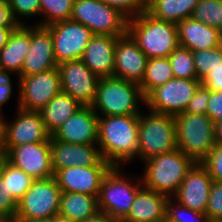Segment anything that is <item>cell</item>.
<instances>
[{
	"label": "cell",
	"instance_id": "obj_26",
	"mask_svg": "<svg viewBox=\"0 0 222 222\" xmlns=\"http://www.w3.org/2000/svg\"><path fill=\"white\" fill-rule=\"evenodd\" d=\"M81 107L82 105L78 101L61 91L39 113L46 130L52 135L58 127Z\"/></svg>",
	"mask_w": 222,
	"mask_h": 222
},
{
	"label": "cell",
	"instance_id": "obj_48",
	"mask_svg": "<svg viewBox=\"0 0 222 222\" xmlns=\"http://www.w3.org/2000/svg\"><path fill=\"white\" fill-rule=\"evenodd\" d=\"M17 27H0V51L7 45L10 34Z\"/></svg>",
	"mask_w": 222,
	"mask_h": 222
},
{
	"label": "cell",
	"instance_id": "obj_15",
	"mask_svg": "<svg viewBox=\"0 0 222 222\" xmlns=\"http://www.w3.org/2000/svg\"><path fill=\"white\" fill-rule=\"evenodd\" d=\"M12 121L5 118V147L27 143L50 142L51 134L46 130L39 111H28L16 107Z\"/></svg>",
	"mask_w": 222,
	"mask_h": 222
},
{
	"label": "cell",
	"instance_id": "obj_29",
	"mask_svg": "<svg viewBox=\"0 0 222 222\" xmlns=\"http://www.w3.org/2000/svg\"><path fill=\"white\" fill-rule=\"evenodd\" d=\"M172 78L174 74L168 57L148 59L144 78L139 84L143 96L146 97L153 89Z\"/></svg>",
	"mask_w": 222,
	"mask_h": 222
},
{
	"label": "cell",
	"instance_id": "obj_14",
	"mask_svg": "<svg viewBox=\"0 0 222 222\" xmlns=\"http://www.w3.org/2000/svg\"><path fill=\"white\" fill-rule=\"evenodd\" d=\"M61 89L82 106H91L95 100L99 77L81 60L66 61L58 65Z\"/></svg>",
	"mask_w": 222,
	"mask_h": 222
},
{
	"label": "cell",
	"instance_id": "obj_21",
	"mask_svg": "<svg viewBox=\"0 0 222 222\" xmlns=\"http://www.w3.org/2000/svg\"><path fill=\"white\" fill-rule=\"evenodd\" d=\"M147 61L148 57L128 33L118 37L115 45L114 77L140 84Z\"/></svg>",
	"mask_w": 222,
	"mask_h": 222
},
{
	"label": "cell",
	"instance_id": "obj_3",
	"mask_svg": "<svg viewBox=\"0 0 222 222\" xmlns=\"http://www.w3.org/2000/svg\"><path fill=\"white\" fill-rule=\"evenodd\" d=\"M127 33L148 59L168 57L180 46L177 25L158 20L146 11L129 19Z\"/></svg>",
	"mask_w": 222,
	"mask_h": 222
},
{
	"label": "cell",
	"instance_id": "obj_54",
	"mask_svg": "<svg viewBox=\"0 0 222 222\" xmlns=\"http://www.w3.org/2000/svg\"><path fill=\"white\" fill-rule=\"evenodd\" d=\"M1 2H9V0H0V3H1Z\"/></svg>",
	"mask_w": 222,
	"mask_h": 222
},
{
	"label": "cell",
	"instance_id": "obj_19",
	"mask_svg": "<svg viewBox=\"0 0 222 222\" xmlns=\"http://www.w3.org/2000/svg\"><path fill=\"white\" fill-rule=\"evenodd\" d=\"M113 166H73L54 173L62 192L83 193L98 198L103 178Z\"/></svg>",
	"mask_w": 222,
	"mask_h": 222
},
{
	"label": "cell",
	"instance_id": "obj_42",
	"mask_svg": "<svg viewBox=\"0 0 222 222\" xmlns=\"http://www.w3.org/2000/svg\"><path fill=\"white\" fill-rule=\"evenodd\" d=\"M11 75L12 77L13 75L16 76L14 73L0 69V112H3L2 107L6 105L7 102L12 99L11 97L14 96L13 94H15L13 92L14 85L11 80Z\"/></svg>",
	"mask_w": 222,
	"mask_h": 222
},
{
	"label": "cell",
	"instance_id": "obj_23",
	"mask_svg": "<svg viewBox=\"0 0 222 222\" xmlns=\"http://www.w3.org/2000/svg\"><path fill=\"white\" fill-rule=\"evenodd\" d=\"M179 45L192 52L222 45V32L192 17L177 24Z\"/></svg>",
	"mask_w": 222,
	"mask_h": 222
},
{
	"label": "cell",
	"instance_id": "obj_5",
	"mask_svg": "<svg viewBox=\"0 0 222 222\" xmlns=\"http://www.w3.org/2000/svg\"><path fill=\"white\" fill-rule=\"evenodd\" d=\"M126 174L123 166H113L103 178L97 198L98 209L117 222L127 216L137 191L142 186L141 176Z\"/></svg>",
	"mask_w": 222,
	"mask_h": 222
},
{
	"label": "cell",
	"instance_id": "obj_11",
	"mask_svg": "<svg viewBox=\"0 0 222 222\" xmlns=\"http://www.w3.org/2000/svg\"><path fill=\"white\" fill-rule=\"evenodd\" d=\"M17 107L40 111L62 91L58 68L17 79Z\"/></svg>",
	"mask_w": 222,
	"mask_h": 222
},
{
	"label": "cell",
	"instance_id": "obj_16",
	"mask_svg": "<svg viewBox=\"0 0 222 222\" xmlns=\"http://www.w3.org/2000/svg\"><path fill=\"white\" fill-rule=\"evenodd\" d=\"M53 172L73 166H112L105 161L97 144L66 143L50 138Z\"/></svg>",
	"mask_w": 222,
	"mask_h": 222
},
{
	"label": "cell",
	"instance_id": "obj_53",
	"mask_svg": "<svg viewBox=\"0 0 222 222\" xmlns=\"http://www.w3.org/2000/svg\"><path fill=\"white\" fill-rule=\"evenodd\" d=\"M0 222H10L5 216L0 214Z\"/></svg>",
	"mask_w": 222,
	"mask_h": 222
},
{
	"label": "cell",
	"instance_id": "obj_2",
	"mask_svg": "<svg viewBox=\"0 0 222 222\" xmlns=\"http://www.w3.org/2000/svg\"><path fill=\"white\" fill-rule=\"evenodd\" d=\"M142 105L145 97L138 83L111 76L99 79L91 107L98 116H124L139 115Z\"/></svg>",
	"mask_w": 222,
	"mask_h": 222
},
{
	"label": "cell",
	"instance_id": "obj_6",
	"mask_svg": "<svg viewBox=\"0 0 222 222\" xmlns=\"http://www.w3.org/2000/svg\"><path fill=\"white\" fill-rule=\"evenodd\" d=\"M177 147L201 163L216 145L215 123L207 115L183 112L174 116Z\"/></svg>",
	"mask_w": 222,
	"mask_h": 222
},
{
	"label": "cell",
	"instance_id": "obj_27",
	"mask_svg": "<svg viewBox=\"0 0 222 222\" xmlns=\"http://www.w3.org/2000/svg\"><path fill=\"white\" fill-rule=\"evenodd\" d=\"M96 196L83 193L62 192L59 215L72 222H83L98 211Z\"/></svg>",
	"mask_w": 222,
	"mask_h": 222
},
{
	"label": "cell",
	"instance_id": "obj_30",
	"mask_svg": "<svg viewBox=\"0 0 222 222\" xmlns=\"http://www.w3.org/2000/svg\"><path fill=\"white\" fill-rule=\"evenodd\" d=\"M0 180L3 182L8 193H12V196L18 202L34 182L32 177L12 166L4 158H1Z\"/></svg>",
	"mask_w": 222,
	"mask_h": 222
},
{
	"label": "cell",
	"instance_id": "obj_28",
	"mask_svg": "<svg viewBox=\"0 0 222 222\" xmlns=\"http://www.w3.org/2000/svg\"><path fill=\"white\" fill-rule=\"evenodd\" d=\"M199 0H155L145 11L152 17L178 24L192 16Z\"/></svg>",
	"mask_w": 222,
	"mask_h": 222
},
{
	"label": "cell",
	"instance_id": "obj_46",
	"mask_svg": "<svg viewBox=\"0 0 222 222\" xmlns=\"http://www.w3.org/2000/svg\"><path fill=\"white\" fill-rule=\"evenodd\" d=\"M4 112H0V158L5 157V117Z\"/></svg>",
	"mask_w": 222,
	"mask_h": 222
},
{
	"label": "cell",
	"instance_id": "obj_4",
	"mask_svg": "<svg viewBox=\"0 0 222 222\" xmlns=\"http://www.w3.org/2000/svg\"><path fill=\"white\" fill-rule=\"evenodd\" d=\"M142 185L172 197L195 162L178 148L144 161Z\"/></svg>",
	"mask_w": 222,
	"mask_h": 222
},
{
	"label": "cell",
	"instance_id": "obj_20",
	"mask_svg": "<svg viewBox=\"0 0 222 222\" xmlns=\"http://www.w3.org/2000/svg\"><path fill=\"white\" fill-rule=\"evenodd\" d=\"M98 118L91 106H82L51 137L66 143L97 144Z\"/></svg>",
	"mask_w": 222,
	"mask_h": 222
},
{
	"label": "cell",
	"instance_id": "obj_18",
	"mask_svg": "<svg viewBox=\"0 0 222 222\" xmlns=\"http://www.w3.org/2000/svg\"><path fill=\"white\" fill-rule=\"evenodd\" d=\"M212 183L207 169L201 163H195L172 198L191 210L206 214Z\"/></svg>",
	"mask_w": 222,
	"mask_h": 222
},
{
	"label": "cell",
	"instance_id": "obj_49",
	"mask_svg": "<svg viewBox=\"0 0 222 222\" xmlns=\"http://www.w3.org/2000/svg\"><path fill=\"white\" fill-rule=\"evenodd\" d=\"M215 139L217 144H222V120L215 123Z\"/></svg>",
	"mask_w": 222,
	"mask_h": 222
},
{
	"label": "cell",
	"instance_id": "obj_38",
	"mask_svg": "<svg viewBox=\"0 0 222 222\" xmlns=\"http://www.w3.org/2000/svg\"><path fill=\"white\" fill-rule=\"evenodd\" d=\"M213 181L222 182V144H217L201 162Z\"/></svg>",
	"mask_w": 222,
	"mask_h": 222
},
{
	"label": "cell",
	"instance_id": "obj_45",
	"mask_svg": "<svg viewBox=\"0 0 222 222\" xmlns=\"http://www.w3.org/2000/svg\"><path fill=\"white\" fill-rule=\"evenodd\" d=\"M18 22L14 19L9 2L0 3V27H18Z\"/></svg>",
	"mask_w": 222,
	"mask_h": 222
},
{
	"label": "cell",
	"instance_id": "obj_25",
	"mask_svg": "<svg viewBox=\"0 0 222 222\" xmlns=\"http://www.w3.org/2000/svg\"><path fill=\"white\" fill-rule=\"evenodd\" d=\"M29 49L30 25H19L10 34L7 45L0 51V69L18 77Z\"/></svg>",
	"mask_w": 222,
	"mask_h": 222
},
{
	"label": "cell",
	"instance_id": "obj_39",
	"mask_svg": "<svg viewBox=\"0 0 222 222\" xmlns=\"http://www.w3.org/2000/svg\"><path fill=\"white\" fill-rule=\"evenodd\" d=\"M106 5L119 10L128 19L136 17L141 12H144L143 0H100Z\"/></svg>",
	"mask_w": 222,
	"mask_h": 222
},
{
	"label": "cell",
	"instance_id": "obj_10",
	"mask_svg": "<svg viewBox=\"0 0 222 222\" xmlns=\"http://www.w3.org/2000/svg\"><path fill=\"white\" fill-rule=\"evenodd\" d=\"M200 84L197 79L172 78L145 97V108L172 116L183 113Z\"/></svg>",
	"mask_w": 222,
	"mask_h": 222
},
{
	"label": "cell",
	"instance_id": "obj_9",
	"mask_svg": "<svg viewBox=\"0 0 222 222\" xmlns=\"http://www.w3.org/2000/svg\"><path fill=\"white\" fill-rule=\"evenodd\" d=\"M62 191L53 177L34 180L18 203L15 218L48 219L59 214Z\"/></svg>",
	"mask_w": 222,
	"mask_h": 222
},
{
	"label": "cell",
	"instance_id": "obj_7",
	"mask_svg": "<svg viewBox=\"0 0 222 222\" xmlns=\"http://www.w3.org/2000/svg\"><path fill=\"white\" fill-rule=\"evenodd\" d=\"M144 110L139 114L138 158H149L177 149L174 116Z\"/></svg>",
	"mask_w": 222,
	"mask_h": 222
},
{
	"label": "cell",
	"instance_id": "obj_8",
	"mask_svg": "<svg viewBox=\"0 0 222 222\" xmlns=\"http://www.w3.org/2000/svg\"><path fill=\"white\" fill-rule=\"evenodd\" d=\"M71 20L89 28L93 34L123 36L129 19L100 0H74Z\"/></svg>",
	"mask_w": 222,
	"mask_h": 222
},
{
	"label": "cell",
	"instance_id": "obj_51",
	"mask_svg": "<svg viewBox=\"0 0 222 222\" xmlns=\"http://www.w3.org/2000/svg\"><path fill=\"white\" fill-rule=\"evenodd\" d=\"M52 222H72V221L69 218L58 214L52 217Z\"/></svg>",
	"mask_w": 222,
	"mask_h": 222
},
{
	"label": "cell",
	"instance_id": "obj_1",
	"mask_svg": "<svg viewBox=\"0 0 222 222\" xmlns=\"http://www.w3.org/2000/svg\"><path fill=\"white\" fill-rule=\"evenodd\" d=\"M139 115L99 116L98 147L112 166H123L138 157Z\"/></svg>",
	"mask_w": 222,
	"mask_h": 222
},
{
	"label": "cell",
	"instance_id": "obj_33",
	"mask_svg": "<svg viewBox=\"0 0 222 222\" xmlns=\"http://www.w3.org/2000/svg\"><path fill=\"white\" fill-rule=\"evenodd\" d=\"M197 80L200 82L222 64V45L193 52Z\"/></svg>",
	"mask_w": 222,
	"mask_h": 222
},
{
	"label": "cell",
	"instance_id": "obj_44",
	"mask_svg": "<svg viewBox=\"0 0 222 222\" xmlns=\"http://www.w3.org/2000/svg\"><path fill=\"white\" fill-rule=\"evenodd\" d=\"M201 84L211 91L222 90V64L212 70L202 81Z\"/></svg>",
	"mask_w": 222,
	"mask_h": 222
},
{
	"label": "cell",
	"instance_id": "obj_35",
	"mask_svg": "<svg viewBox=\"0 0 222 222\" xmlns=\"http://www.w3.org/2000/svg\"><path fill=\"white\" fill-rule=\"evenodd\" d=\"M167 222H210L204 213L191 210L179 204L172 197L166 203Z\"/></svg>",
	"mask_w": 222,
	"mask_h": 222
},
{
	"label": "cell",
	"instance_id": "obj_32",
	"mask_svg": "<svg viewBox=\"0 0 222 222\" xmlns=\"http://www.w3.org/2000/svg\"><path fill=\"white\" fill-rule=\"evenodd\" d=\"M191 17L222 32V0H199Z\"/></svg>",
	"mask_w": 222,
	"mask_h": 222
},
{
	"label": "cell",
	"instance_id": "obj_43",
	"mask_svg": "<svg viewBox=\"0 0 222 222\" xmlns=\"http://www.w3.org/2000/svg\"><path fill=\"white\" fill-rule=\"evenodd\" d=\"M206 115L213 120L214 123L222 120V90L211 91L208 100Z\"/></svg>",
	"mask_w": 222,
	"mask_h": 222
},
{
	"label": "cell",
	"instance_id": "obj_52",
	"mask_svg": "<svg viewBox=\"0 0 222 222\" xmlns=\"http://www.w3.org/2000/svg\"><path fill=\"white\" fill-rule=\"evenodd\" d=\"M155 0H143V6L146 10Z\"/></svg>",
	"mask_w": 222,
	"mask_h": 222
},
{
	"label": "cell",
	"instance_id": "obj_36",
	"mask_svg": "<svg viewBox=\"0 0 222 222\" xmlns=\"http://www.w3.org/2000/svg\"><path fill=\"white\" fill-rule=\"evenodd\" d=\"M14 19L19 25H25V19L40 18V0H9ZM37 16V17H36Z\"/></svg>",
	"mask_w": 222,
	"mask_h": 222
},
{
	"label": "cell",
	"instance_id": "obj_17",
	"mask_svg": "<svg viewBox=\"0 0 222 222\" xmlns=\"http://www.w3.org/2000/svg\"><path fill=\"white\" fill-rule=\"evenodd\" d=\"M58 68L55 61L53 39L46 26L30 24V49L18 78Z\"/></svg>",
	"mask_w": 222,
	"mask_h": 222
},
{
	"label": "cell",
	"instance_id": "obj_22",
	"mask_svg": "<svg viewBox=\"0 0 222 222\" xmlns=\"http://www.w3.org/2000/svg\"><path fill=\"white\" fill-rule=\"evenodd\" d=\"M118 37L93 34L86 46L81 60L99 78L114 74L115 45Z\"/></svg>",
	"mask_w": 222,
	"mask_h": 222
},
{
	"label": "cell",
	"instance_id": "obj_47",
	"mask_svg": "<svg viewBox=\"0 0 222 222\" xmlns=\"http://www.w3.org/2000/svg\"><path fill=\"white\" fill-rule=\"evenodd\" d=\"M83 222H117L111 218L107 213L98 210L94 215L90 216Z\"/></svg>",
	"mask_w": 222,
	"mask_h": 222
},
{
	"label": "cell",
	"instance_id": "obj_41",
	"mask_svg": "<svg viewBox=\"0 0 222 222\" xmlns=\"http://www.w3.org/2000/svg\"><path fill=\"white\" fill-rule=\"evenodd\" d=\"M18 203L12 196V193H8L3 182L0 180V214L12 222L16 217Z\"/></svg>",
	"mask_w": 222,
	"mask_h": 222
},
{
	"label": "cell",
	"instance_id": "obj_37",
	"mask_svg": "<svg viewBox=\"0 0 222 222\" xmlns=\"http://www.w3.org/2000/svg\"><path fill=\"white\" fill-rule=\"evenodd\" d=\"M206 215L210 222H222V182L212 183Z\"/></svg>",
	"mask_w": 222,
	"mask_h": 222
},
{
	"label": "cell",
	"instance_id": "obj_31",
	"mask_svg": "<svg viewBox=\"0 0 222 222\" xmlns=\"http://www.w3.org/2000/svg\"><path fill=\"white\" fill-rule=\"evenodd\" d=\"M74 0H40V20L36 25L48 26L71 19Z\"/></svg>",
	"mask_w": 222,
	"mask_h": 222
},
{
	"label": "cell",
	"instance_id": "obj_50",
	"mask_svg": "<svg viewBox=\"0 0 222 222\" xmlns=\"http://www.w3.org/2000/svg\"><path fill=\"white\" fill-rule=\"evenodd\" d=\"M12 222H52V218L48 219L15 218Z\"/></svg>",
	"mask_w": 222,
	"mask_h": 222
},
{
	"label": "cell",
	"instance_id": "obj_34",
	"mask_svg": "<svg viewBox=\"0 0 222 222\" xmlns=\"http://www.w3.org/2000/svg\"><path fill=\"white\" fill-rule=\"evenodd\" d=\"M168 58L174 78L197 79L192 51L179 46Z\"/></svg>",
	"mask_w": 222,
	"mask_h": 222
},
{
	"label": "cell",
	"instance_id": "obj_12",
	"mask_svg": "<svg viewBox=\"0 0 222 222\" xmlns=\"http://www.w3.org/2000/svg\"><path fill=\"white\" fill-rule=\"evenodd\" d=\"M46 27L51 32L55 61L58 65L81 59L93 35L85 25L71 19L58 21Z\"/></svg>",
	"mask_w": 222,
	"mask_h": 222
},
{
	"label": "cell",
	"instance_id": "obj_13",
	"mask_svg": "<svg viewBox=\"0 0 222 222\" xmlns=\"http://www.w3.org/2000/svg\"><path fill=\"white\" fill-rule=\"evenodd\" d=\"M4 159L34 180L54 176L51 164L50 142L27 143L5 147Z\"/></svg>",
	"mask_w": 222,
	"mask_h": 222
},
{
	"label": "cell",
	"instance_id": "obj_24",
	"mask_svg": "<svg viewBox=\"0 0 222 222\" xmlns=\"http://www.w3.org/2000/svg\"><path fill=\"white\" fill-rule=\"evenodd\" d=\"M168 195L147 189H138L134 203L121 222H163L166 220Z\"/></svg>",
	"mask_w": 222,
	"mask_h": 222
},
{
	"label": "cell",
	"instance_id": "obj_40",
	"mask_svg": "<svg viewBox=\"0 0 222 222\" xmlns=\"http://www.w3.org/2000/svg\"><path fill=\"white\" fill-rule=\"evenodd\" d=\"M210 96L211 90L200 84L184 112L206 115L207 104Z\"/></svg>",
	"mask_w": 222,
	"mask_h": 222
}]
</instances>
